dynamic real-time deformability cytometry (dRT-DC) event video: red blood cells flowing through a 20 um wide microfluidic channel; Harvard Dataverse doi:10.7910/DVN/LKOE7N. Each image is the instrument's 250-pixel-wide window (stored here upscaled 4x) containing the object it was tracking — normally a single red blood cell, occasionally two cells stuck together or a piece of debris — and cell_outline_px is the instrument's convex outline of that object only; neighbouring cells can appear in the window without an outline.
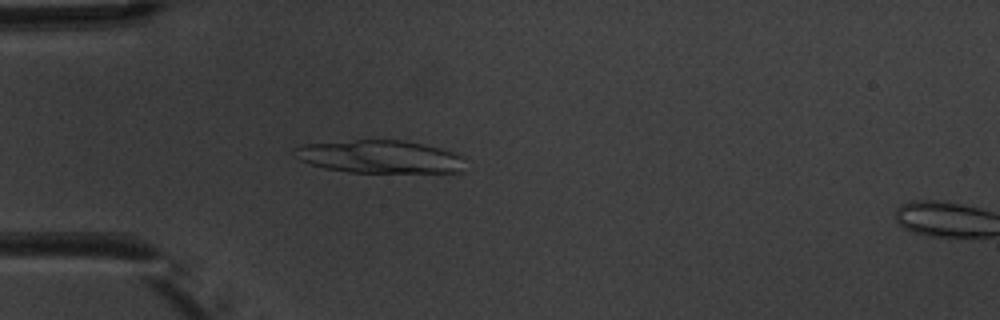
{"species": "common noctule bat (a hibernating species)", "species_latin": "Nyctalus noctula", "temperature_condition": "warm", "stored_images_in_passage": 5, "camera_frame_rate_fps": 3000, "um_per_image_px": 0.085, "animal": {"sex": "male", "body_mass_g": 20.1, "forearm_length_mm": 53.5}, "frame": {"image": 1, "passage_image": 4, "time_ms": 3.667, "image_size_px": [1000, 320], "cell_outline_px": [[460, 172], [348, 172], [324, 168], [300, 160], [292, 152], [292, 148], [304, 144], [356, 140], [404, 140], [440, 148], [452, 152], [460, 156]], "centroid_in_image_um": [32.18, 13.31], "position_along_channel_um": 52.8, "area_um2": 32.19}}